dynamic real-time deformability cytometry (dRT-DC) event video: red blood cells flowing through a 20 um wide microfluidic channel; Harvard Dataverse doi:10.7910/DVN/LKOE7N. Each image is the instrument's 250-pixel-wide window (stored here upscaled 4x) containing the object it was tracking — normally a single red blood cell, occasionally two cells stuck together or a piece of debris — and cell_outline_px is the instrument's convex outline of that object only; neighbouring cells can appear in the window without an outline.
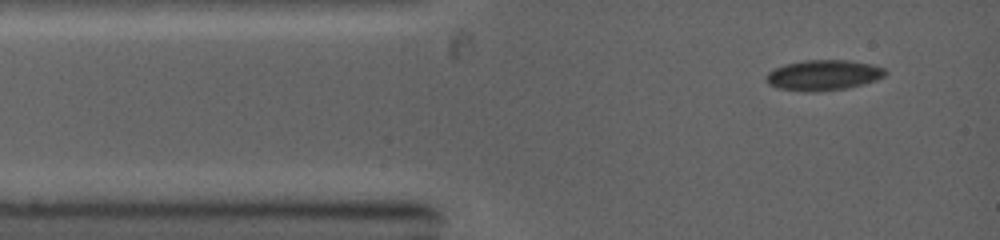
{"species": "common noctule bat (a hibernating species)", "species_latin": "Nyctalus noctula", "temperature_condition": "warm", "stored_images_in_passage": 6, "camera_frame_rate_fps": 5000, "um_per_image_px": 0.085, "animal": {"sex": "female", "body_mass_g": 19.0, "forearm_length_mm": 53.3}, "frame": {"image": 1, "passage_image": 1, "time_ms": 0.0, "image_size_px": [1000, 240], "cell_outline_px": [[888, 72], [884, 76], [876, 80], [864, 84], [848, 88], [816, 92], [808, 92], [776, 88], [768, 84], [764, 76], [768, 72], [784, 64], [804, 60], [848, 60], [872, 64], [884, 68]], "centroid_in_image_um": [69.98, 6.39], "position_along_channel_um": 15.0, "area_um2": 21.39}}